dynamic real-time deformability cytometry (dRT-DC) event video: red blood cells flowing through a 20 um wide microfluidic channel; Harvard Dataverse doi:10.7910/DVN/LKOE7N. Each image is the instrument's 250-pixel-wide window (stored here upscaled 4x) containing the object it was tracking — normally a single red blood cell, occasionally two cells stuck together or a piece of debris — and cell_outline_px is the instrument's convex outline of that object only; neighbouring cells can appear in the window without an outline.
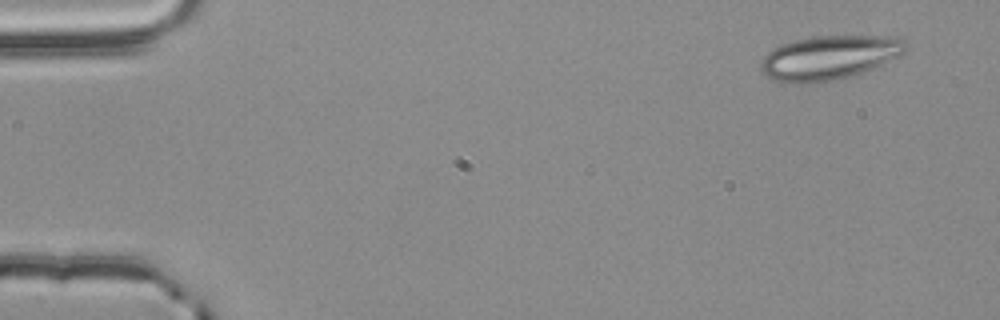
{"species": "common noctule bat (a hibernating species)", "species_latin": "Nyctalus noctula", "temperature_condition": "room temperature", "stored_images_in_passage": 3, "camera_frame_rate_fps": 3000, "um_per_image_px": 0.085, "animal": {"sex": "male", "body_mass_g": 20.4}, "frame": {"image": 1, "passage_image": 1, "time_ms": 0.0, "image_size_px": [1000, 320], "cell_outline_px": [[908, 48], [904, 52], [864, 72], [840, 80], [804, 84], [792, 84], [776, 80], [768, 76], [760, 68], [760, 64], [764, 56], [768, 52], [780, 44], [796, 40], [816, 36], [892, 36], [908, 40]], "centroid_in_image_um": [70.49, 4.9], "position_along_channel_um": 14.5, "area_um2": 37.34}}